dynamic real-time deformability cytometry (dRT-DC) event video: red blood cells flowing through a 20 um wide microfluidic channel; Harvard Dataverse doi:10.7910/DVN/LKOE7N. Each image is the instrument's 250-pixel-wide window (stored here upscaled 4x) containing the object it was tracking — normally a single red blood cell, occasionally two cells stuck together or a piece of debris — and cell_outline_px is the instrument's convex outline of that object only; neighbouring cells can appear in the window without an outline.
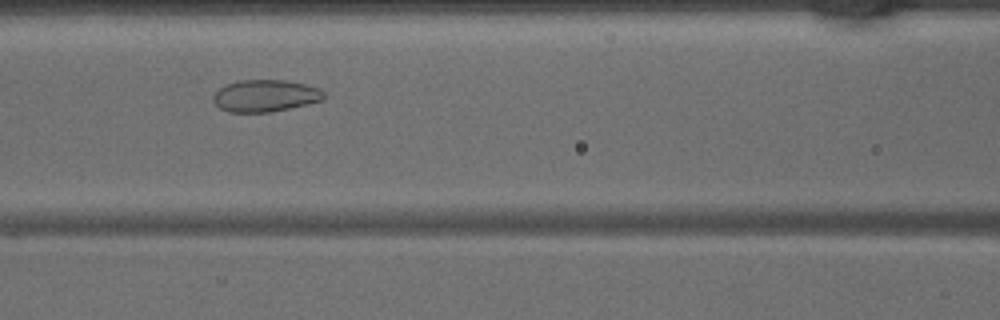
{"species": "common noctule bat (a hibernating species)", "species_latin": "Nyctalus noctula", "temperature_condition": "warm", "stored_images_in_passage": 37, "camera_frame_rate_fps": 3000, "um_per_image_px": 0.085, "animal": {"sex": "male", "body_mass_g": 15.6}, "frame": {"image": 1, "passage_image": 12, "time_ms": 3.667, "image_size_px": [1000, 320], "cell_outline_px": [[324, 100], [288, 108], [268, 112], [228, 112], [220, 108], [212, 100], [212, 96], [220, 88], [228, 84], [240, 80], [284, 80], [304, 84], [320, 88], [324, 92]], "centroid_in_image_um": [22.54, 8.14], "position_along_channel_um": 144.1, "area_um2": 20.46}}
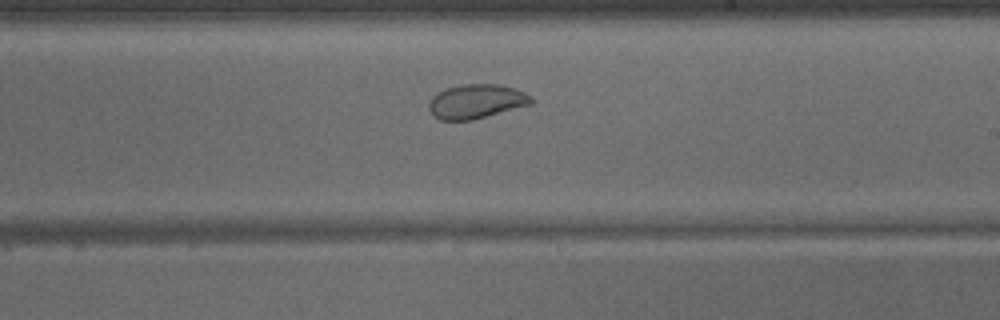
{"frame": {"image": 2, "passage_image": 19, "time_ms": 6.0, "image_size_px": [1000, 320], "cell_outline_px": [[532, 104], [472, 120], [440, 120], [432, 116], [428, 108], [428, 104], [432, 96], [444, 88], [464, 84], [500, 84], [524, 92], [532, 96]], "centroid_in_image_um": [40.45, 8.62], "position_along_channel_um": 248.6, "area_um2": 20.52}}
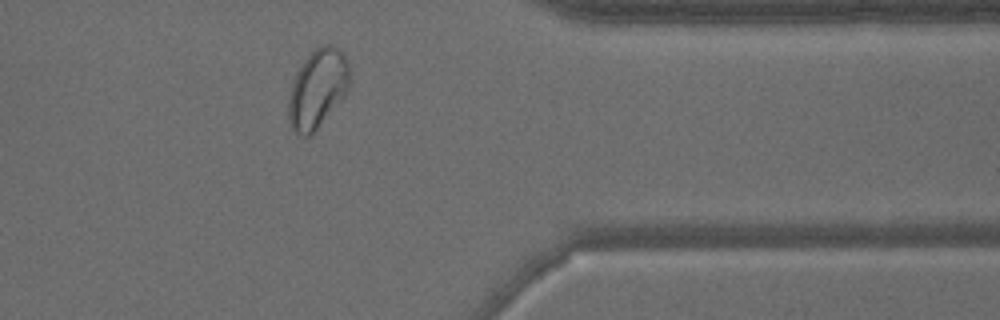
{"frame": {"image": 3, "passage_image": 29, "time_ms": 9.333, "image_size_px": [1000, 320], "cell_outline_px": [[348, 88], [344, 96], [316, 128], [308, 136], [304, 136], [296, 132], [292, 128], [288, 120], [288, 100], [292, 84], [296, 72], [304, 60], [320, 44], [332, 44], [344, 52], [348, 60]], "centroid_in_image_um": [26.98, 7.48], "position_along_channel_um": 384.4, "area_um2": 27.63}}